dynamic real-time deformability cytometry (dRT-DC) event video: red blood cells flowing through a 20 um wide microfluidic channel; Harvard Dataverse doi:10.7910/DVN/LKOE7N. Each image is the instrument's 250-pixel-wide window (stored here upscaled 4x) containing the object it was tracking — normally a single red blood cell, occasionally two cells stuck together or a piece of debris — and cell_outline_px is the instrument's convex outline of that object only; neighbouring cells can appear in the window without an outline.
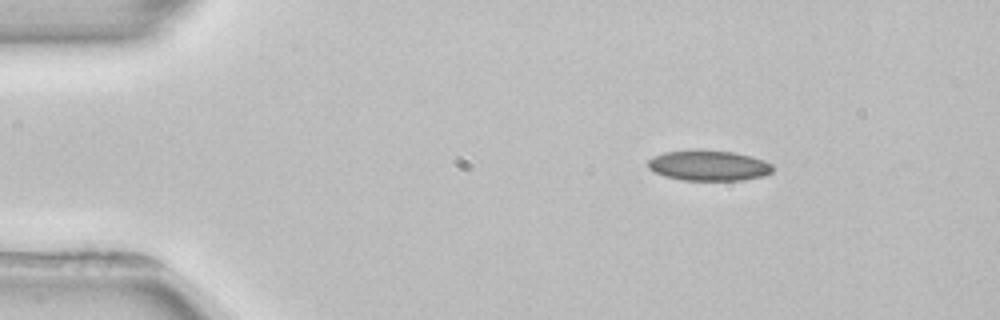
{"species": "common noctule bat (a hibernating species)", "species_latin": "Nyctalus noctula", "temperature_condition": "room temperature", "stored_images_in_passage": 4, "camera_frame_rate_fps": 3000, "um_per_image_px": 0.085, "animal": {"sex": "female", "body_mass_g": 22.7, "forearm_length_mm": 54.2}, "frame": {"image": 1, "passage_image": 1, "time_ms": 0.0, "image_size_px": [1000, 320], "cell_outline_px": [[772, 172], [764, 176], [744, 180], [680, 180], [664, 176], [648, 168], [648, 160], [652, 156], [664, 152], [696, 148], [732, 152], [752, 156], [764, 160], [772, 164]], "centroid_in_image_um": [60.22, 14.05], "position_along_channel_um": 24.8, "area_um2": 22.54}}
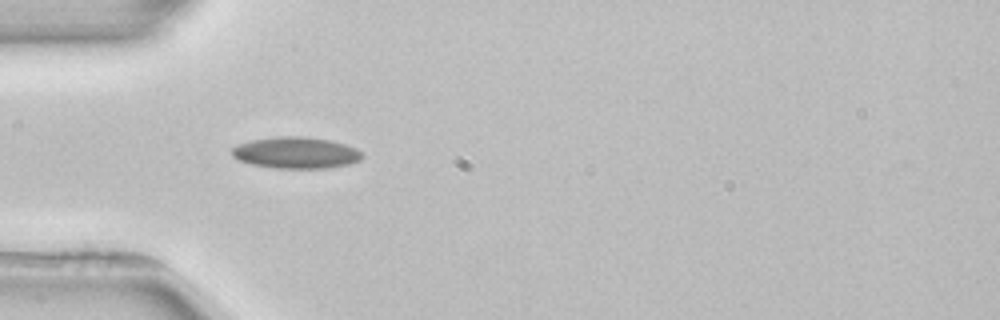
{"frame": {"image": 2, "passage_image": 3, "time_ms": 2.667, "image_size_px": [1000, 320], "cell_outline_px": [[364, 156], [360, 160], [348, 164], [328, 168], [276, 168], [252, 164], [240, 160], [232, 156], [232, 148], [240, 144], [252, 140], [276, 136], [304, 136], [328, 140], [344, 144], [356, 148]], "centroid_in_image_um": [25.17, 12.98], "position_along_channel_um": 59.8, "area_um2": 23.7}}